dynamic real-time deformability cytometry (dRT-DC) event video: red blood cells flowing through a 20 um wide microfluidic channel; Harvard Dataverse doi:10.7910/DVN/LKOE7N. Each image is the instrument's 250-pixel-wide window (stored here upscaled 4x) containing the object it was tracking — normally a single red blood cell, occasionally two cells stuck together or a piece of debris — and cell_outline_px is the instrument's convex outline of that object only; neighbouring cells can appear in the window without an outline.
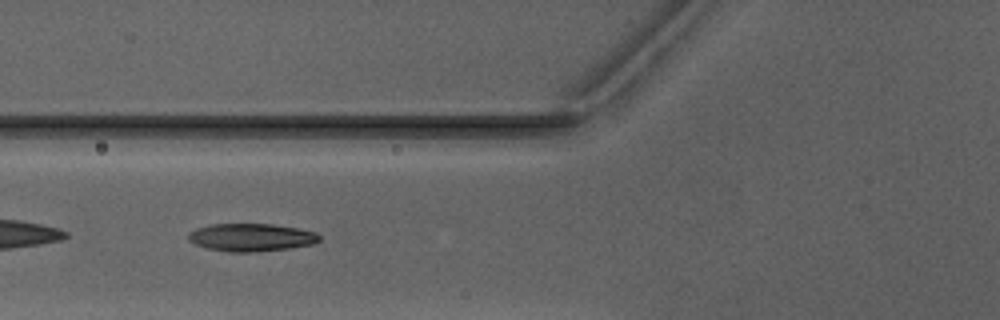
{"species": "Egyptian fruit bat (a non-hibernating species)", "species_latin": "Rousettus aegyptiacus", "temperature_condition": "warm", "stored_images_in_passage": 22, "camera_frame_rate_fps": 3000, "um_per_image_px": 0.085, "animal": {"sex": "male"}, "frame": {"image": 1, "passage_image": 4, "time_ms": 1.0, "image_size_px": [1000, 320], "cell_outline_px": [[320, 240], [312, 244], [288, 248], [252, 252], [228, 252], [204, 248], [188, 240], [188, 236], [196, 228], [212, 224], [272, 224], [296, 228], [316, 232], [320, 236]], "centroid_in_image_um": [21.34, 20.18], "position_along_channel_um": 104.5, "area_um2": 21.1}}
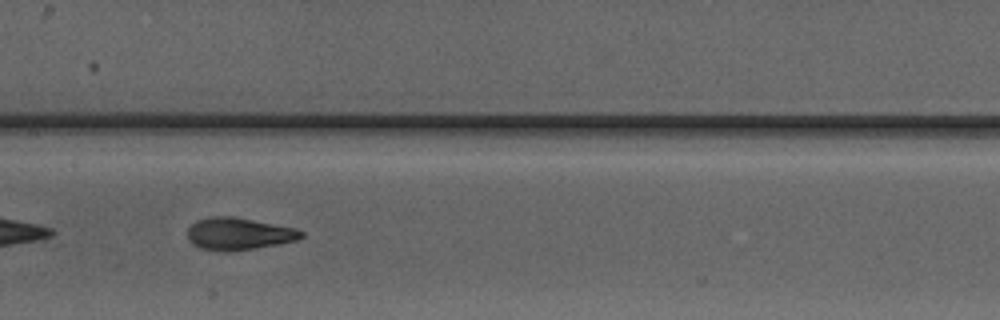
{"frame": {"image": 2, "passage_image": 10, "time_ms": 3.0, "image_size_px": [1000, 320], "cell_outline_px": [[304, 236], [296, 240], [276, 244], [252, 248], [200, 248], [192, 244], [188, 240], [188, 228], [192, 224], [200, 220], [212, 216], [232, 216], [296, 228], [304, 232]], "centroid_in_image_um": [20.32, 19.82], "position_along_channel_um": 187.1, "area_um2": 20.35}}
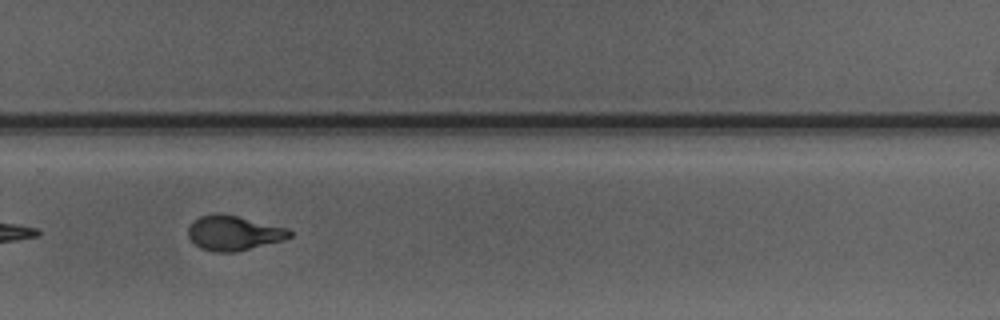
{"frame": {"image": 3, "passage_image": 19, "time_ms": 6.0, "image_size_px": [1000, 320], "cell_outline_px": [[292, 236], [284, 240], [236, 252], [216, 252], [200, 248], [188, 236], [188, 228], [192, 220], [200, 216], [216, 212], [220, 212], [288, 228], [292, 232]], "centroid_in_image_um": [19.85, 19.79], "position_along_channel_um": 309.9, "area_um2": 20.69}}